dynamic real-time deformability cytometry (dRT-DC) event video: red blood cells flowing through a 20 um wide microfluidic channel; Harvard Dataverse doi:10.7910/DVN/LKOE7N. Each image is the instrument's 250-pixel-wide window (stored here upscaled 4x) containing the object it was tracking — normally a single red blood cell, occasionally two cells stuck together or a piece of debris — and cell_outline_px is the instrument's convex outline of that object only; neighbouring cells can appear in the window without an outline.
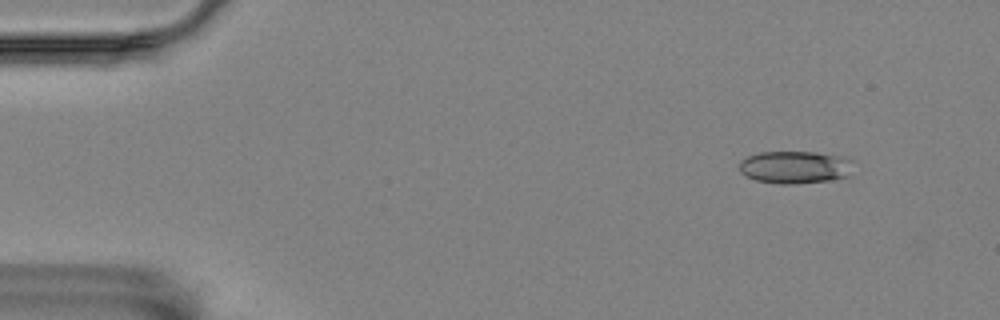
{"species": "Egyptian fruit bat (a non-hibernating species)", "species_latin": "Rousettus aegyptiacus", "temperature_condition": "room temperature", "stored_images_in_passage": 4, "camera_frame_rate_fps": 3000, "um_per_image_px": 0.085, "animal": {"sex": "female"}, "frame": {"image": 1, "passage_image": 1, "time_ms": 0.0, "image_size_px": [1000, 320], "cell_outline_px": [[852, 176], [828, 180], [792, 184], [780, 184], [756, 180], [740, 172], [740, 160], [748, 156], [760, 152], [816, 152], [844, 156], [852, 160]], "centroid_in_image_um": [67.63, 14.2], "position_along_channel_um": 17.4, "area_um2": 21.79}}
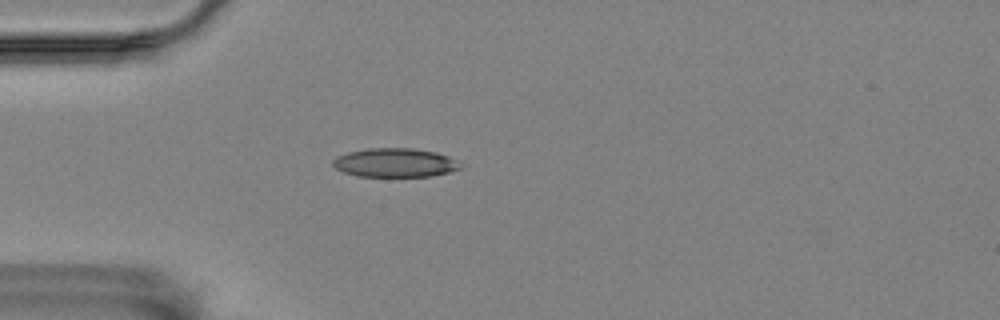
{"frame": {"image": 2, "passage_image": 4, "time_ms": 1.0, "image_size_px": [1000, 320], "cell_outline_px": [[464, 168], [432, 176], [356, 176], [344, 172], [336, 168], [332, 164], [332, 160], [336, 156], [348, 152], [368, 148], [412, 148], [436, 152], [448, 156], [464, 164]], "centroid_in_image_um": [33.6, 13.82], "position_along_channel_um": 51.4, "area_um2": 21.62}}